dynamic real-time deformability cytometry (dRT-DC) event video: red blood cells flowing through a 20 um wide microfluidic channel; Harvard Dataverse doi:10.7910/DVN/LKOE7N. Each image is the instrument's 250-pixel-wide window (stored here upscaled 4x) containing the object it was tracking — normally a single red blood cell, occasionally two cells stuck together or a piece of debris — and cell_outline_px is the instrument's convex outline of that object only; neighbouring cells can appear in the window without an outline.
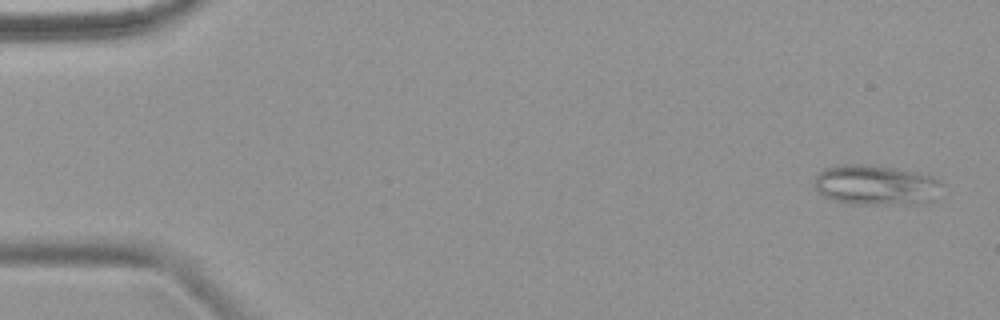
{"species": "common noctule bat (a hibernating species)", "species_latin": "Nyctalus noctula", "temperature_condition": "warm", "stored_images_in_passage": 6, "camera_frame_rate_fps": 3000, "um_per_image_px": 0.085, "animal": {"sex": "female", "body_mass_g": 18.4}, "frame": {"image": 1, "passage_image": 1, "time_ms": 0.0, "image_size_px": [1000, 320], "cell_outline_px": [[940, 184], [936, 200], [924, 204], [852, 204], [836, 200], [824, 196], [816, 188], [812, 180], [824, 168], [840, 164], [864, 164], [896, 168], [916, 172], [932, 176], [940, 180]], "centroid_in_image_um": [74.47, 15.73], "position_along_channel_um": 10.5, "area_um2": 30.06}}
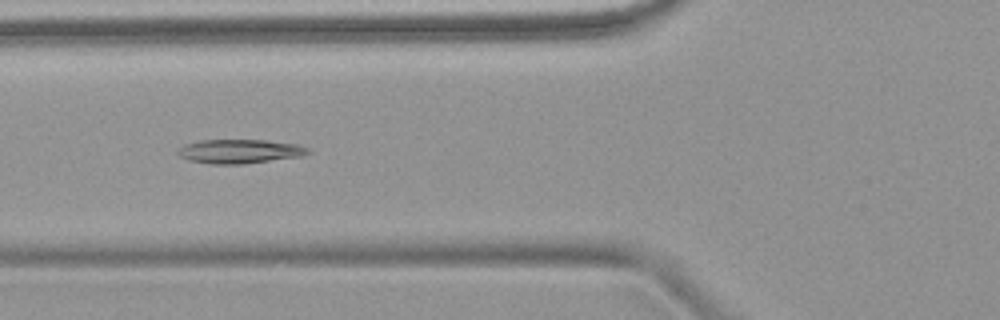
{"frame": {"image": 2, "passage_image": 6, "time_ms": 6.0, "image_size_px": [1000, 320], "cell_outline_px": [[312, 152], [304, 156], [244, 164], [208, 164], [188, 160], [180, 156], [176, 152], [184, 144], [200, 140], [264, 140], [300, 144], [308, 148]], "centroid_in_image_um": [20.41, 12.87], "position_along_channel_um": 105.4, "area_um2": 18.5}}